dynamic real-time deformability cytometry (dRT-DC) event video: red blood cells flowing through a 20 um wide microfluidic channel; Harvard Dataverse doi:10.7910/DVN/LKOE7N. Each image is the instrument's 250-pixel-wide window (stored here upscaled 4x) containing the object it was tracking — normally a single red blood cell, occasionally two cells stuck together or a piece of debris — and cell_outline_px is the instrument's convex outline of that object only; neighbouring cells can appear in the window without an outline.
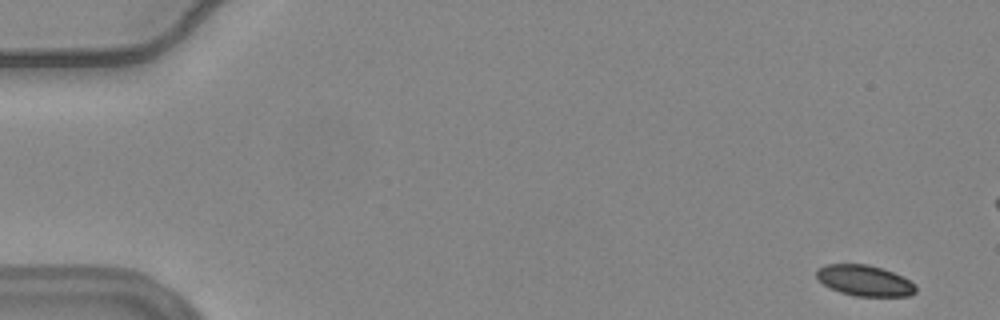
{"species": "common noctule bat (a hibernating species)", "species_latin": "Nyctalus noctula", "temperature_condition": "warm", "stored_images_in_passage": 10, "camera_frame_rate_fps": 3000, "um_per_image_px": 0.085, "animal": {"sex": "female", "body_mass_g": 24.6, "forearm_length_mm": 56.2}, "frame": {"image": 1, "passage_image": 1, "time_ms": 0.0, "image_size_px": [1000, 320], "cell_outline_px": [[916, 292], [908, 296], [856, 296], [840, 292], [816, 280], [816, 268], [828, 264], [868, 264], [892, 272], [916, 284]], "centroid_in_image_um": [73.46, 23.85], "position_along_channel_um": 11.5, "area_um2": 17.74}}